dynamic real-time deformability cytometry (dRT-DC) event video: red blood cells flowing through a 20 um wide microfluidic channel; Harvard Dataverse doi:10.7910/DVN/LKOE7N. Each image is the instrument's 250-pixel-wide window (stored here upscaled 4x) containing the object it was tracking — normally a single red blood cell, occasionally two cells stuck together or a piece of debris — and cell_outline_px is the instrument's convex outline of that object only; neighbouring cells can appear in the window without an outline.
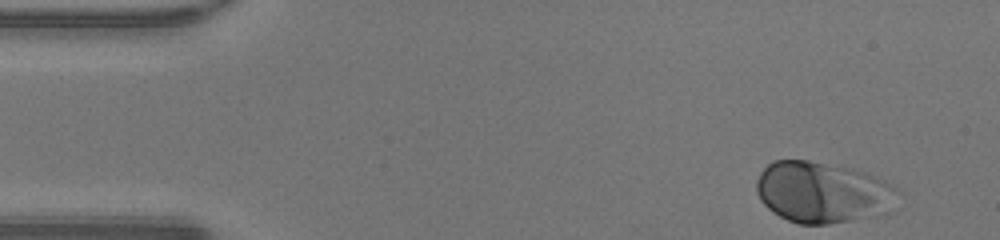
{"species": "human", "species_latin": "Homo sapiens", "temperature_condition": "warm", "stored_images_in_passage": 37, "camera_frame_rate_fps": 3000, "um_per_image_px": 0.085, "donor": {"sex": "male"}, "frame": {"image": 1, "passage_image": 1, "time_ms": 0.0, "image_size_px": [1000, 240], "cell_outline_px": [[900, 192], [888, 212], [884, 216], [828, 224], [800, 224], [788, 220], [780, 216], [768, 208], [760, 200], [756, 192], [756, 180], [760, 172], [772, 160], [808, 160], [840, 164], [868, 172], [884, 180], [896, 188]], "centroid_in_image_um": [69.96, 16.33], "position_along_channel_um": 15.0, "area_um2": 51.38}}
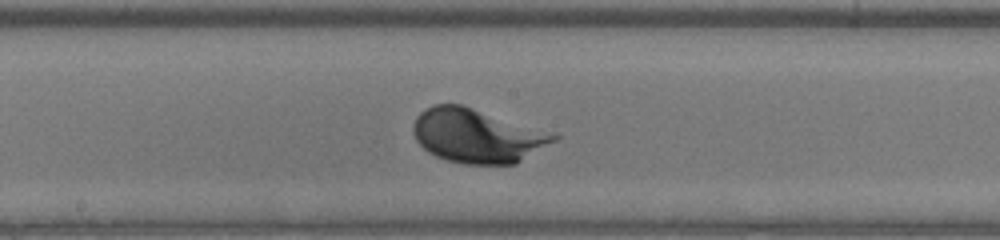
{"frame": {"image": 2, "passage_image": 22, "time_ms": 7.0, "image_size_px": [1000, 240], "cell_outline_px": [[560, 136], [556, 140], [516, 164], [464, 164], [444, 160], [428, 152], [416, 140], [412, 132], [412, 124], [416, 116], [424, 108], [432, 104], [464, 104]], "centroid_in_image_um": [40.49, 11.53], "position_along_channel_um": 207.7, "area_um2": 44.22}}
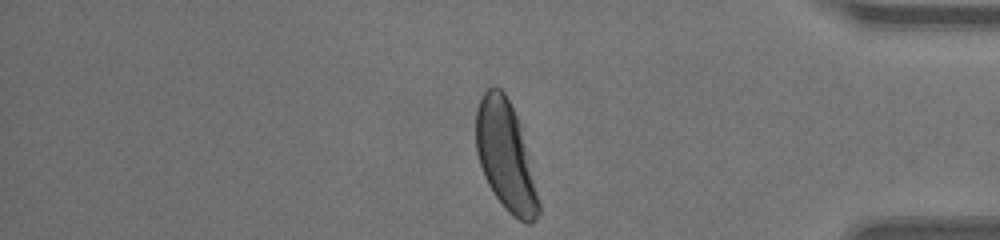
{"frame": {"image": 3, "passage_image": 37, "time_ms": 12.0, "image_size_px": [1000, 240], "cell_outline_px": [[540, 212], [536, 220], [532, 224], [524, 224], [512, 216], [508, 212], [496, 196], [488, 184], [484, 176], [476, 152], [476, 108], [484, 92], [492, 84], [496, 84], [504, 92], [520, 124], [540, 204]], "centroid_in_image_um": [42.97, 13.27], "position_along_channel_um": 392.2, "area_um2": 39.65}}